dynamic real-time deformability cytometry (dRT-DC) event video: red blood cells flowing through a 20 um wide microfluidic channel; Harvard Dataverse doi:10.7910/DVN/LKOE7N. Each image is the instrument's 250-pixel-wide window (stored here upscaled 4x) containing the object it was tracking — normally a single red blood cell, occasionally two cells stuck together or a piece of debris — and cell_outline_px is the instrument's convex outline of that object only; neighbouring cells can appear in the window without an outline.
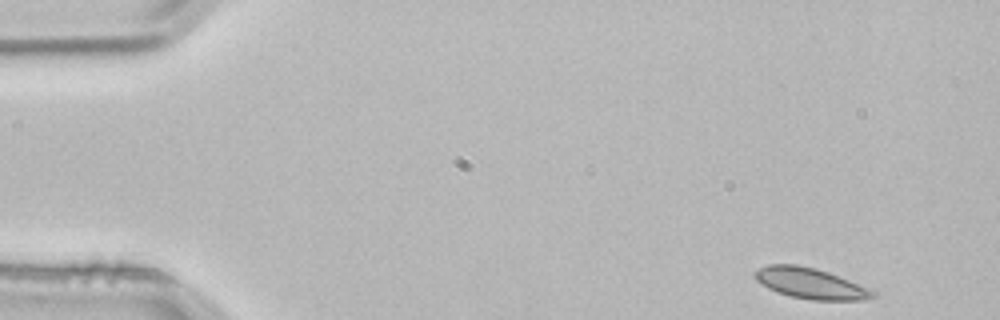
{"species": "common noctule bat (a hibernating species)", "species_latin": "Nyctalus noctula", "temperature_condition": "room temperature", "stored_images_in_passage": 3, "camera_frame_rate_fps": 3000, "um_per_image_px": 0.085, "animal": {"sex": "male", "body_mass_g": 21.5, "forearm_length_mm": 52.0}, "frame": {"image": 1, "passage_image": 1, "time_ms": 0.0, "image_size_px": [1000, 320], "cell_outline_px": [[876, 296], [864, 300], [812, 300], [792, 296], [768, 288], [756, 280], [756, 272], [760, 268], [768, 264], [796, 264], [816, 268], [828, 272], [848, 280], [876, 292]], "centroid_in_image_um": [68.9, 24.08], "position_along_channel_um": 16.1, "area_um2": 20.69}}
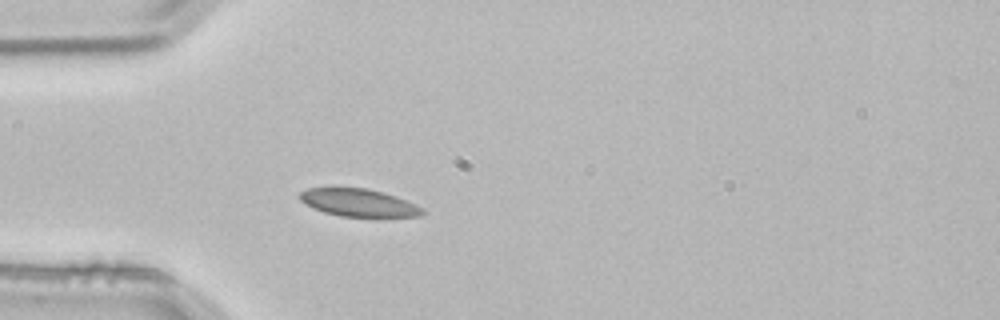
{"frame": {"image": 2, "passage_image": 3, "time_ms": 0.667, "image_size_px": [1000, 320], "cell_outline_px": [[424, 212], [420, 216], [376, 220], [340, 216], [324, 212], [312, 208], [304, 204], [300, 200], [300, 192], [308, 188], [336, 184], [368, 188], [384, 192], [396, 196], [420, 208]], "centroid_in_image_um": [30.43, 17.23], "position_along_channel_um": 54.6, "area_um2": 21.39}}